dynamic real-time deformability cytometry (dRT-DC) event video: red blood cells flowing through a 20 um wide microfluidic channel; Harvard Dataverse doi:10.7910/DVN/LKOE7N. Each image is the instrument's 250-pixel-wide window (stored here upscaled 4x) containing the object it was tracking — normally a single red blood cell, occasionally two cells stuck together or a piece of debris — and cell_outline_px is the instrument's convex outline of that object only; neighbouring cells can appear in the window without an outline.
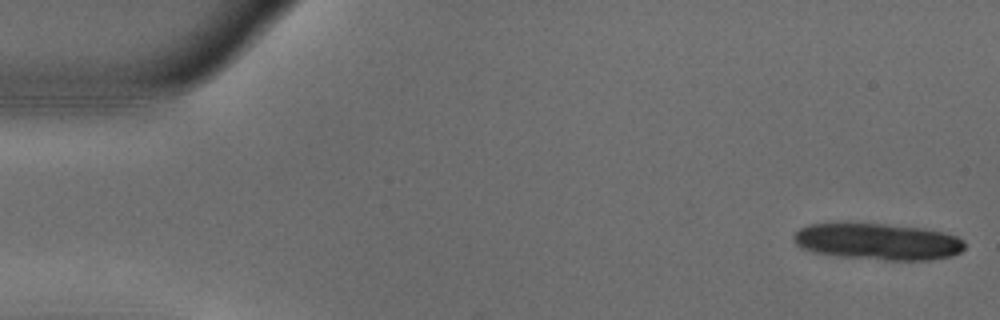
{"species": "common noctule bat (a hibernating species)", "species_latin": "Nyctalus noctula", "temperature_condition": "warm", "stored_images_in_passage": 14, "camera_frame_rate_fps": 3000, "um_per_image_px": 0.085, "animal": {"sex": "male", "body_mass_g": 18.8}, "frame": {"image": 1, "passage_image": 1, "time_ms": 0.0, "image_size_px": [1000, 320], "cell_outline_px": [[964, 248], [960, 252], [952, 256], [928, 260], [884, 260], [840, 256], [812, 252], [800, 248], [792, 240], [792, 236], [800, 228], [808, 224], [884, 224], [924, 228], [944, 232], [956, 236], [964, 240]], "centroid_in_image_um": [74.62, 20.54], "position_along_channel_um": 10.4, "area_um2": 36.41}}